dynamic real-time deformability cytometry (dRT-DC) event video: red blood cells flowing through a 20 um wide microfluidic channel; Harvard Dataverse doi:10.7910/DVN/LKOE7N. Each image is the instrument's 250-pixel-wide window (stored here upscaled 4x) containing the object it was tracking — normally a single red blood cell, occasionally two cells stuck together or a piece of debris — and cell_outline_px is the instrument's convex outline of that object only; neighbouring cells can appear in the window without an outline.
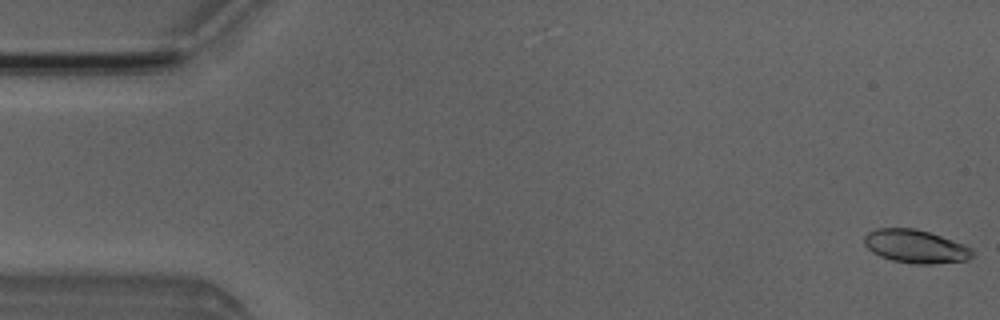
{"species": "Egyptian fruit bat (a non-hibernating species)", "species_latin": "Rousettus aegyptiacus", "temperature_condition": "room temperature", "stored_images_in_passage": 5, "camera_frame_rate_fps": 3000, "um_per_image_px": 0.085, "animal": {"sex": "male"}, "frame": {"image": 1, "passage_image": 1, "time_ms": 0.0, "image_size_px": [1000, 320], "cell_outline_px": [[972, 256], [968, 260], [932, 264], [916, 264], [892, 260], [880, 256], [872, 252], [864, 244], [864, 236], [868, 232], [876, 228], [916, 228], [964, 244], [972, 248]], "centroid_in_image_um": [77.8, 20.94], "position_along_channel_um": 7.2, "area_um2": 20.92}}